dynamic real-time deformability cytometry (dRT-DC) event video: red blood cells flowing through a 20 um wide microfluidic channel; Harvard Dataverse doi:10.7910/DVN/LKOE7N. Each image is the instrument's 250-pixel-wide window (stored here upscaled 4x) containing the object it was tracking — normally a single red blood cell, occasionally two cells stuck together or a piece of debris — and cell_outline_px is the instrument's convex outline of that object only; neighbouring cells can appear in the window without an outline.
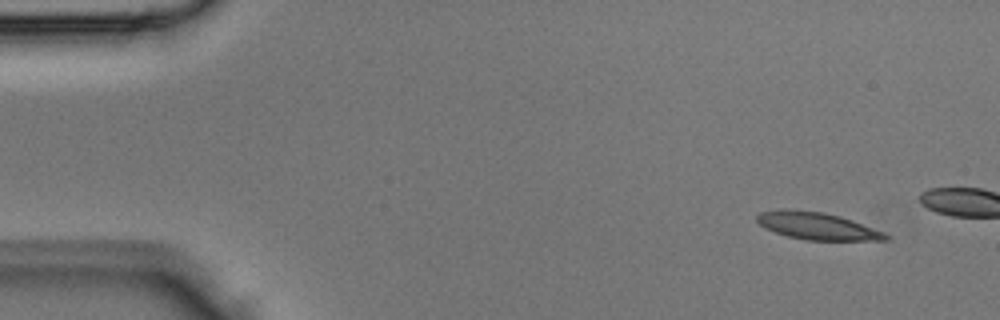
{"species": "Egyptian fruit bat (a non-hibernating species)", "species_latin": "Rousettus aegyptiacus", "temperature_condition": "room temperature", "stored_images_in_passage": 3, "camera_frame_rate_fps": 3000, "um_per_image_px": 0.085, "animal": {"sex": "male"}, "frame": {"image": 1, "passage_image": 1, "time_ms": 0.0, "image_size_px": [1000, 320], "cell_outline_px": [[892, 236], [888, 240], [804, 240], [788, 236], [764, 228], [756, 220], [756, 216], [760, 212], [780, 208], [784, 208], [824, 212], [840, 216], [852, 220], [884, 232]], "centroid_in_image_um": [69.44, 19.2], "position_along_channel_um": 15.6, "area_um2": 20.58}}